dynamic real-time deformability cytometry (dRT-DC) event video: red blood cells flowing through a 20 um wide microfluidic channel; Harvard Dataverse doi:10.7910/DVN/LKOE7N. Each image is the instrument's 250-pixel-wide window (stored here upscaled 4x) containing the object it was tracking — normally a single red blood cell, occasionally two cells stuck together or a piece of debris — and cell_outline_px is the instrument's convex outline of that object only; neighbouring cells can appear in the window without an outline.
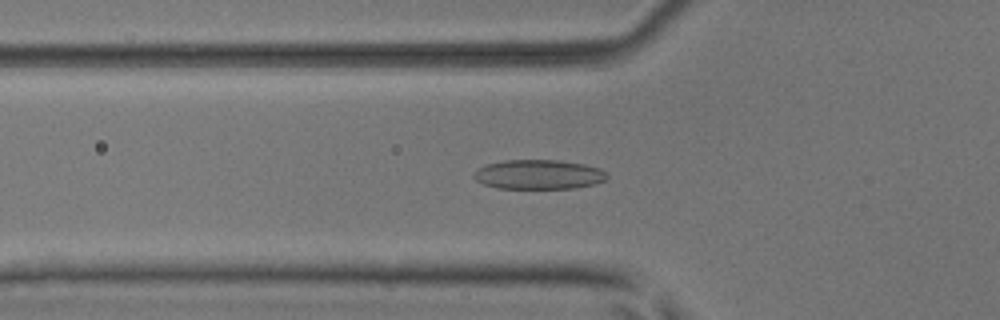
{"species": "common noctule bat (a hibernating species)", "species_latin": "Nyctalus noctula", "temperature_condition": "room temperature", "stored_images_in_passage": 51, "camera_frame_rate_fps": 3000, "um_per_image_px": 0.085, "animal": {"sex": "male", "body_mass_g": 17.9, "forearm_length_mm": 54.2}, "frame": {"image": 1, "passage_image": 18, "time_ms": 5.667, "image_size_px": [1000, 320], "cell_outline_px": [[608, 176], [604, 180], [592, 184], [576, 188], [496, 188], [484, 184], [476, 180], [472, 176], [472, 172], [488, 164], [504, 160], [556, 160], [584, 164], [600, 168]], "centroid_in_image_um": [45.75, 14.83], "position_along_channel_um": 80.0, "area_um2": 22.72}}
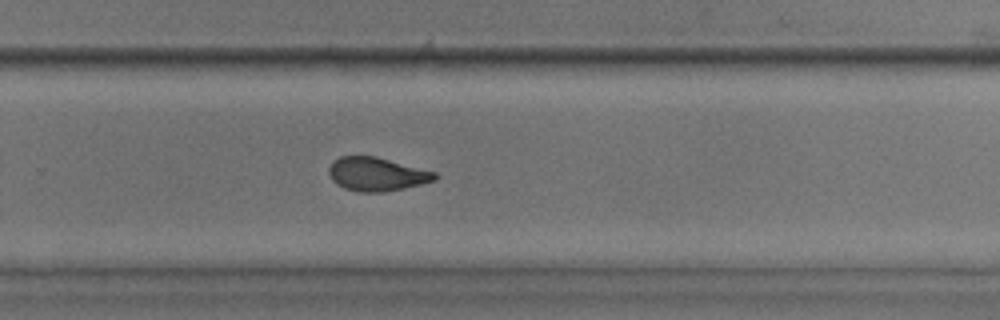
{"frame": {"image": 2, "passage_image": 34, "time_ms": 11.0, "image_size_px": [1000, 320], "cell_outline_px": [[436, 180], [404, 188], [380, 192], [360, 192], [344, 188], [336, 184], [332, 180], [328, 172], [328, 168], [340, 156], [376, 156], [436, 172]], "centroid_in_image_um": [32.01, 14.8], "position_along_channel_um": 297.8, "area_um2": 20.58}}
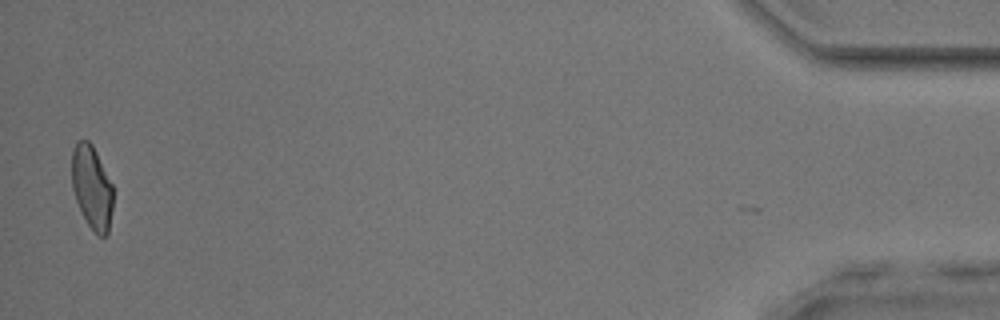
{"frame": {"image": 3, "passage_image": 50, "time_ms": 16.333, "image_size_px": [1000, 320], "cell_outline_px": [[112, 208], [108, 232], [104, 236], [100, 236], [92, 232], [76, 200], [72, 188], [72, 148], [76, 140], [88, 140], [92, 144], [112, 184]], "centroid_in_image_um": [7.79, 15.9], "position_along_channel_um": 427.4, "area_um2": 19.94}, "authors_computed_cell_mechanics": {"area_um2": 21.5016, "velocity_mm_per_s": 4.088, "shape_relaxation_time_tau1_ms": 3.7924, "shape_relaxation_time_tau2_ms": 1.7145, "deformation_change_tau1": 0.1375, "deformation_change_tau2": 0.0733}}